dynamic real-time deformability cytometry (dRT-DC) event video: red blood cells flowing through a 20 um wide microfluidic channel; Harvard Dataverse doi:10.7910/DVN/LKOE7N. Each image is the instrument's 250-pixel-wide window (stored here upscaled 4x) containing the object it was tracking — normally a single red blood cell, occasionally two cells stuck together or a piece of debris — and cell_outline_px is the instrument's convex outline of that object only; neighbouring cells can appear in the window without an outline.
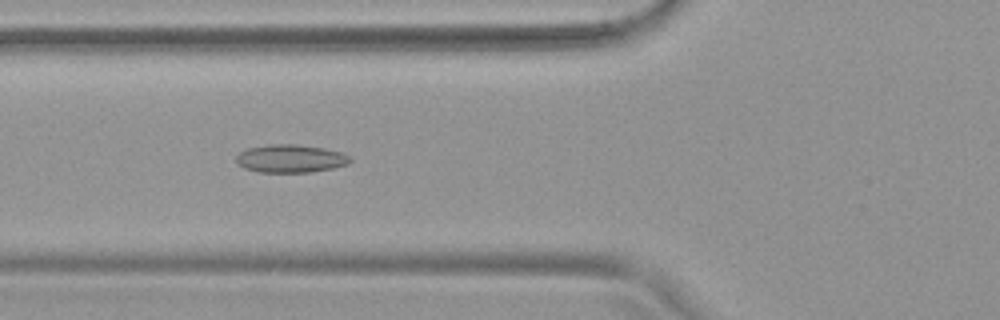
{"species": "common noctule bat (a hibernating species)", "species_latin": "Nyctalus noctula", "temperature_condition": "warm", "stored_images_in_passage": 53, "camera_frame_rate_fps": 3000, "um_per_image_px": 0.085, "animal": {"sex": "female", "body_mass_g": 19.9}, "frame": {"image": 1, "passage_image": 20, "time_ms": 6.333, "image_size_px": [1000, 320], "cell_outline_px": [[352, 160], [348, 164], [332, 168], [312, 172], [256, 172], [244, 168], [236, 160], [236, 156], [240, 152], [248, 148], [272, 144], [296, 144], [324, 148], [340, 152], [352, 156]], "centroid_in_image_um": [24.72, 13.48], "position_along_channel_um": 101.1, "area_um2": 18.61}}
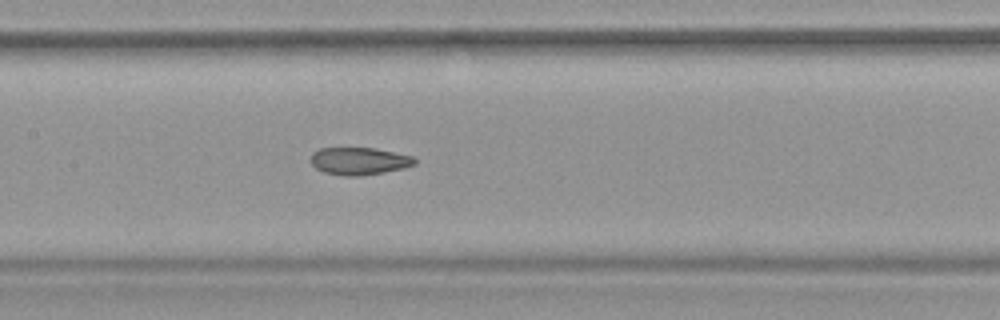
{"frame": {"image": 2, "passage_image": 26, "time_ms": 8.333, "image_size_px": [1000, 320], "cell_outline_px": [[416, 164], [404, 168], [384, 172], [360, 176], [344, 176], [324, 172], [316, 168], [312, 164], [312, 152], [320, 148], [376, 148], [412, 156], [416, 160]], "centroid_in_image_um": [30.54, 13.69], "position_along_channel_um": 176.9, "area_um2": 16.59}}
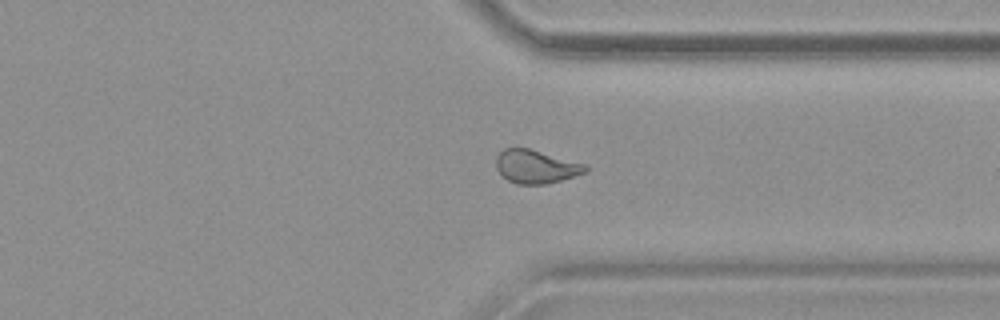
{"frame": {"image": 3, "passage_image": 41, "time_ms": 13.333, "image_size_px": [1000, 320], "cell_outline_px": [[588, 172], [560, 180], [544, 184], [516, 184], [508, 180], [496, 168], [496, 156], [504, 148], [528, 148], [588, 164]], "centroid_in_image_um": [45.58, 14.15], "position_along_channel_um": 365.8, "area_um2": 17.4}, "authors_computed_cell_mechanics": {"area_um2": 18.7272, "velocity_mm_per_s": 3.7818, "shape_relaxation_time_tau1_ms": null, "shape_relaxation_time_tau2_ms": 2.9982, "deformation_change_tau1": null, "deformation_change_tau2": 0.1013}}